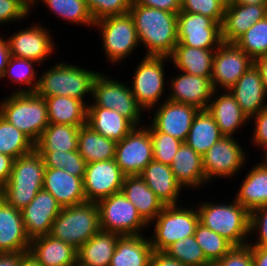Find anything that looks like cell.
<instances>
[{"instance_id":"3","label":"cell","mask_w":267,"mask_h":266,"mask_svg":"<svg viewBox=\"0 0 267 266\" xmlns=\"http://www.w3.org/2000/svg\"><path fill=\"white\" fill-rule=\"evenodd\" d=\"M8 97L0 104V115L35 144L49 124L45 98L35 92H13Z\"/></svg>"},{"instance_id":"29","label":"cell","mask_w":267,"mask_h":266,"mask_svg":"<svg viewBox=\"0 0 267 266\" xmlns=\"http://www.w3.org/2000/svg\"><path fill=\"white\" fill-rule=\"evenodd\" d=\"M86 124L97 133L116 143L136 127L117 111L103 107H88Z\"/></svg>"},{"instance_id":"49","label":"cell","mask_w":267,"mask_h":266,"mask_svg":"<svg viewBox=\"0 0 267 266\" xmlns=\"http://www.w3.org/2000/svg\"><path fill=\"white\" fill-rule=\"evenodd\" d=\"M30 8L31 0H0V23L21 20L28 15Z\"/></svg>"},{"instance_id":"19","label":"cell","mask_w":267,"mask_h":266,"mask_svg":"<svg viewBox=\"0 0 267 266\" xmlns=\"http://www.w3.org/2000/svg\"><path fill=\"white\" fill-rule=\"evenodd\" d=\"M10 56L20 57L42 63L53 51L49 31L39 25L28 27L13 34L8 39Z\"/></svg>"},{"instance_id":"16","label":"cell","mask_w":267,"mask_h":266,"mask_svg":"<svg viewBox=\"0 0 267 266\" xmlns=\"http://www.w3.org/2000/svg\"><path fill=\"white\" fill-rule=\"evenodd\" d=\"M246 154L233 137L223 136L202 156L206 180L213 177H232L245 164Z\"/></svg>"},{"instance_id":"15","label":"cell","mask_w":267,"mask_h":266,"mask_svg":"<svg viewBox=\"0 0 267 266\" xmlns=\"http://www.w3.org/2000/svg\"><path fill=\"white\" fill-rule=\"evenodd\" d=\"M124 178L115 159L87 163L83 177L86 201L98 202L120 192Z\"/></svg>"},{"instance_id":"18","label":"cell","mask_w":267,"mask_h":266,"mask_svg":"<svg viewBox=\"0 0 267 266\" xmlns=\"http://www.w3.org/2000/svg\"><path fill=\"white\" fill-rule=\"evenodd\" d=\"M61 209L57 200L48 191L41 189L36 197L21 210L29 239L50 234L53 221Z\"/></svg>"},{"instance_id":"51","label":"cell","mask_w":267,"mask_h":266,"mask_svg":"<svg viewBox=\"0 0 267 266\" xmlns=\"http://www.w3.org/2000/svg\"><path fill=\"white\" fill-rule=\"evenodd\" d=\"M250 233L258 229L259 236L255 244L250 246L267 247V206H261L250 212Z\"/></svg>"},{"instance_id":"9","label":"cell","mask_w":267,"mask_h":266,"mask_svg":"<svg viewBox=\"0 0 267 266\" xmlns=\"http://www.w3.org/2000/svg\"><path fill=\"white\" fill-rule=\"evenodd\" d=\"M94 26L100 27L105 55L112 63L124 60L140 43L129 12L102 18Z\"/></svg>"},{"instance_id":"27","label":"cell","mask_w":267,"mask_h":266,"mask_svg":"<svg viewBox=\"0 0 267 266\" xmlns=\"http://www.w3.org/2000/svg\"><path fill=\"white\" fill-rule=\"evenodd\" d=\"M121 191L147 224L153 223L165 206L139 175L125 176Z\"/></svg>"},{"instance_id":"54","label":"cell","mask_w":267,"mask_h":266,"mask_svg":"<svg viewBox=\"0 0 267 266\" xmlns=\"http://www.w3.org/2000/svg\"><path fill=\"white\" fill-rule=\"evenodd\" d=\"M150 266H186V265H184L177 259L170 257L164 251L153 250L150 259Z\"/></svg>"},{"instance_id":"13","label":"cell","mask_w":267,"mask_h":266,"mask_svg":"<svg viewBox=\"0 0 267 266\" xmlns=\"http://www.w3.org/2000/svg\"><path fill=\"white\" fill-rule=\"evenodd\" d=\"M166 59L169 57L145 56L135 70L131 90L142 109L154 108L165 91L163 62Z\"/></svg>"},{"instance_id":"6","label":"cell","mask_w":267,"mask_h":266,"mask_svg":"<svg viewBox=\"0 0 267 266\" xmlns=\"http://www.w3.org/2000/svg\"><path fill=\"white\" fill-rule=\"evenodd\" d=\"M201 205L197 209L201 224L224 237L233 246L248 244L243 240L250 233V212L239 202L235 200L232 204Z\"/></svg>"},{"instance_id":"31","label":"cell","mask_w":267,"mask_h":266,"mask_svg":"<svg viewBox=\"0 0 267 266\" xmlns=\"http://www.w3.org/2000/svg\"><path fill=\"white\" fill-rule=\"evenodd\" d=\"M120 237L117 233L100 230L78 249L77 263L81 266H110Z\"/></svg>"},{"instance_id":"22","label":"cell","mask_w":267,"mask_h":266,"mask_svg":"<svg viewBox=\"0 0 267 266\" xmlns=\"http://www.w3.org/2000/svg\"><path fill=\"white\" fill-rule=\"evenodd\" d=\"M172 94L167 100L189 104L199 110H207L214 88L211 77L190 75L182 72L171 81Z\"/></svg>"},{"instance_id":"24","label":"cell","mask_w":267,"mask_h":266,"mask_svg":"<svg viewBox=\"0 0 267 266\" xmlns=\"http://www.w3.org/2000/svg\"><path fill=\"white\" fill-rule=\"evenodd\" d=\"M265 16H267V5L227 4L221 24L222 41L234 43Z\"/></svg>"},{"instance_id":"59","label":"cell","mask_w":267,"mask_h":266,"mask_svg":"<svg viewBox=\"0 0 267 266\" xmlns=\"http://www.w3.org/2000/svg\"><path fill=\"white\" fill-rule=\"evenodd\" d=\"M254 63L261 72L262 80L267 93V55L257 58Z\"/></svg>"},{"instance_id":"10","label":"cell","mask_w":267,"mask_h":266,"mask_svg":"<svg viewBox=\"0 0 267 266\" xmlns=\"http://www.w3.org/2000/svg\"><path fill=\"white\" fill-rule=\"evenodd\" d=\"M92 96L96 100L88 107H103L117 111L136 127L140 123L141 107L137 104L131 88L117 80L99 73L93 83ZM138 123V124H137Z\"/></svg>"},{"instance_id":"46","label":"cell","mask_w":267,"mask_h":266,"mask_svg":"<svg viewBox=\"0 0 267 266\" xmlns=\"http://www.w3.org/2000/svg\"><path fill=\"white\" fill-rule=\"evenodd\" d=\"M153 160L171 166L174 155L183 141L163 132H150Z\"/></svg>"},{"instance_id":"23","label":"cell","mask_w":267,"mask_h":266,"mask_svg":"<svg viewBox=\"0 0 267 266\" xmlns=\"http://www.w3.org/2000/svg\"><path fill=\"white\" fill-rule=\"evenodd\" d=\"M43 189L48 191L61 207L86 202L83 177L71 175L61 168L45 167Z\"/></svg>"},{"instance_id":"17","label":"cell","mask_w":267,"mask_h":266,"mask_svg":"<svg viewBox=\"0 0 267 266\" xmlns=\"http://www.w3.org/2000/svg\"><path fill=\"white\" fill-rule=\"evenodd\" d=\"M163 102L154 114L149 132H163L185 142L199 109L170 100Z\"/></svg>"},{"instance_id":"47","label":"cell","mask_w":267,"mask_h":266,"mask_svg":"<svg viewBox=\"0 0 267 266\" xmlns=\"http://www.w3.org/2000/svg\"><path fill=\"white\" fill-rule=\"evenodd\" d=\"M94 19L122 15L129 12L133 0H85Z\"/></svg>"},{"instance_id":"56","label":"cell","mask_w":267,"mask_h":266,"mask_svg":"<svg viewBox=\"0 0 267 266\" xmlns=\"http://www.w3.org/2000/svg\"><path fill=\"white\" fill-rule=\"evenodd\" d=\"M254 266H267V247L250 246Z\"/></svg>"},{"instance_id":"36","label":"cell","mask_w":267,"mask_h":266,"mask_svg":"<svg viewBox=\"0 0 267 266\" xmlns=\"http://www.w3.org/2000/svg\"><path fill=\"white\" fill-rule=\"evenodd\" d=\"M80 127L65 124H48L34 144L37 152H70L78 150Z\"/></svg>"},{"instance_id":"50","label":"cell","mask_w":267,"mask_h":266,"mask_svg":"<svg viewBox=\"0 0 267 266\" xmlns=\"http://www.w3.org/2000/svg\"><path fill=\"white\" fill-rule=\"evenodd\" d=\"M212 266H254L250 245L233 246L222 259Z\"/></svg>"},{"instance_id":"12","label":"cell","mask_w":267,"mask_h":266,"mask_svg":"<svg viewBox=\"0 0 267 266\" xmlns=\"http://www.w3.org/2000/svg\"><path fill=\"white\" fill-rule=\"evenodd\" d=\"M114 159L125 176L140 175L153 160L149 128L135 127L126 137L117 142Z\"/></svg>"},{"instance_id":"37","label":"cell","mask_w":267,"mask_h":266,"mask_svg":"<svg viewBox=\"0 0 267 266\" xmlns=\"http://www.w3.org/2000/svg\"><path fill=\"white\" fill-rule=\"evenodd\" d=\"M115 148V141L97 133L87 124L80 126L78 133V152L86 163L114 159Z\"/></svg>"},{"instance_id":"44","label":"cell","mask_w":267,"mask_h":266,"mask_svg":"<svg viewBox=\"0 0 267 266\" xmlns=\"http://www.w3.org/2000/svg\"><path fill=\"white\" fill-rule=\"evenodd\" d=\"M34 63L36 64L37 62L25 58L10 56L5 72L2 74L0 79L8 75L12 82L20 83L22 85H30V87L28 86V89L26 90H16V93H34L39 82V80H34L36 77L33 67Z\"/></svg>"},{"instance_id":"30","label":"cell","mask_w":267,"mask_h":266,"mask_svg":"<svg viewBox=\"0 0 267 266\" xmlns=\"http://www.w3.org/2000/svg\"><path fill=\"white\" fill-rule=\"evenodd\" d=\"M173 175L182 187H199L202 183H207L203 170L202 156L185 142L181 144L174 155L170 166Z\"/></svg>"},{"instance_id":"20","label":"cell","mask_w":267,"mask_h":266,"mask_svg":"<svg viewBox=\"0 0 267 266\" xmlns=\"http://www.w3.org/2000/svg\"><path fill=\"white\" fill-rule=\"evenodd\" d=\"M229 92L249 119L267 107V104H263L267 93L261 72L255 63L229 89Z\"/></svg>"},{"instance_id":"57","label":"cell","mask_w":267,"mask_h":266,"mask_svg":"<svg viewBox=\"0 0 267 266\" xmlns=\"http://www.w3.org/2000/svg\"><path fill=\"white\" fill-rule=\"evenodd\" d=\"M25 253L27 252L0 253V266H19Z\"/></svg>"},{"instance_id":"43","label":"cell","mask_w":267,"mask_h":266,"mask_svg":"<svg viewBox=\"0 0 267 266\" xmlns=\"http://www.w3.org/2000/svg\"><path fill=\"white\" fill-rule=\"evenodd\" d=\"M164 252L186 266H212L194 235L174 242Z\"/></svg>"},{"instance_id":"55","label":"cell","mask_w":267,"mask_h":266,"mask_svg":"<svg viewBox=\"0 0 267 266\" xmlns=\"http://www.w3.org/2000/svg\"><path fill=\"white\" fill-rule=\"evenodd\" d=\"M14 160V158L0 153V189L9 181Z\"/></svg>"},{"instance_id":"38","label":"cell","mask_w":267,"mask_h":266,"mask_svg":"<svg viewBox=\"0 0 267 266\" xmlns=\"http://www.w3.org/2000/svg\"><path fill=\"white\" fill-rule=\"evenodd\" d=\"M223 135L207 110L195 115L185 143L203 156Z\"/></svg>"},{"instance_id":"11","label":"cell","mask_w":267,"mask_h":266,"mask_svg":"<svg viewBox=\"0 0 267 266\" xmlns=\"http://www.w3.org/2000/svg\"><path fill=\"white\" fill-rule=\"evenodd\" d=\"M178 44L217 49L222 41L221 24L202 14L180 11L177 15Z\"/></svg>"},{"instance_id":"8","label":"cell","mask_w":267,"mask_h":266,"mask_svg":"<svg viewBox=\"0 0 267 266\" xmlns=\"http://www.w3.org/2000/svg\"><path fill=\"white\" fill-rule=\"evenodd\" d=\"M96 203L101 231L117 233L120 236H132L141 235L140 229L147 226L135 205L126 198L122 191Z\"/></svg>"},{"instance_id":"28","label":"cell","mask_w":267,"mask_h":266,"mask_svg":"<svg viewBox=\"0 0 267 266\" xmlns=\"http://www.w3.org/2000/svg\"><path fill=\"white\" fill-rule=\"evenodd\" d=\"M217 91L214 90L211 100L208 104L207 111L213 116L219 130L223 136L232 137L235 130L243 125L249 118L242 112L241 107L236 102L234 96L226 90L225 94L216 97Z\"/></svg>"},{"instance_id":"35","label":"cell","mask_w":267,"mask_h":266,"mask_svg":"<svg viewBox=\"0 0 267 266\" xmlns=\"http://www.w3.org/2000/svg\"><path fill=\"white\" fill-rule=\"evenodd\" d=\"M215 50L175 46L169 58L173 60V64L181 72L190 75L211 77Z\"/></svg>"},{"instance_id":"2","label":"cell","mask_w":267,"mask_h":266,"mask_svg":"<svg viewBox=\"0 0 267 266\" xmlns=\"http://www.w3.org/2000/svg\"><path fill=\"white\" fill-rule=\"evenodd\" d=\"M45 165L34 149L14 160L9 181L0 189V196L18 210L24 209L43 189Z\"/></svg>"},{"instance_id":"7","label":"cell","mask_w":267,"mask_h":266,"mask_svg":"<svg viewBox=\"0 0 267 266\" xmlns=\"http://www.w3.org/2000/svg\"><path fill=\"white\" fill-rule=\"evenodd\" d=\"M156 218L154 236L150 238L155 251H165L174 242L194 235L200 222L198 210L176 205H165Z\"/></svg>"},{"instance_id":"61","label":"cell","mask_w":267,"mask_h":266,"mask_svg":"<svg viewBox=\"0 0 267 266\" xmlns=\"http://www.w3.org/2000/svg\"><path fill=\"white\" fill-rule=\"evenodd\" d=\"M230 4H257L267 5V0H233Z\"/></svg>"},{"instance_id":"53","label":"cell","mask_w":267,"mask_h":266,"mask_svg":"<svg viewBox=\"0 0 267 266\" xmlns=\"http://www.w3.org/2000/svg\"><path fill=\"white\" fill-rule=\"evenodd\" d=\"M132 3L177 14L181 11V0H133Z\"/></svg>"},{"instance_id":"45","label":"cell","mask_w":267,"mask_h":266,"mask_svg":"<svg viewBox=\"0 0 267 266\" xmlns=\"http://www.w3.org/2000/svg\"><path fill=\"white\" fill-rule=\"evenodd\" d=\"M44 161L45 167L61 168L71 175L84 177L86 161L78 150L70 152H38Z\"/></svg>"},{"instance_id":"32","label":"cell","mask_w":267,"mask_h":266,"mask_svg":"<svg viewBox=\"0 0 267 266\" xmlns=\"http://www.w3.org/2000/svg\"><path fill=\"white\" fill-rule=\"evenodd\" d=\"M152 252L150 239H145L142 234L121 236L110 266H150Z\"/></svg>"},{"instance_id":"21","label":"cell","mask_w":267,"mask_h":266,"mask_svg":"<svg viewBox=\"0 0 267 266\" xmlns=\"http://www.w3.org/2000/svg\"><path fill=\"white\" fill-rule=\"evenodd\" d=\"M30 242L22 212L0 196V253L28 252Z\"/></svg>"},{"instance_id":"62","label":"cell","mask_w":267,"mask_h":266,"mask_svg":"<svg viewBox=\"0 0 267 266\" xmlns=\"http://www.w3.org/2000/svg\"><path fill=\"white\" fill-rule=\"evenodd\" d=\"M226 5L233 2V0H222Z\"/></svg>"},{"instance_id":"39","label":"cell","mask_w":267,"mask_h":266,"mask_svg":"<svg viewBox=\"0 0 267 266\" xmlns=\"http://www.w3.org/2000/svg\"><path fill=\"white\" fill-rule=\"evenodd\" d=\"M34 150V143L0 115V153L14 159Z\"/></svg>"},{"instance_id":"33","label":"cell","mask_w":267,"mask_h":266,"mask_svg":"<svg viewBox=\"0 0 267 266\" xmlns=\"http://www.w3.org/2000/svg\"><path fill=\"white\" fill-rule=\"evenodd\" d=\"M249 212L267 206V161L255 165L246 175L234 198Z\"/></svg>"},{"instance_id":"40","label":"cell","mask_w":267,"mask_h":266,"mask_svg":"<svg viewBox=\"0 0 267 266\" xmlns=\"http://www.w3.org/2000/svg\"><path fill=\"white\" fill-rule=\"evenodd\" d=\"M35 1L31 0L33 6ZM50 10L63 19L72 23L94 25L95 21L87 7L85 0H41Z\"/></svg>"},{"instance_id":"14","label":"cell","mask_w":267,"mask_h":266,"mask_svg":"<svg viewBox=\"0 0 267 266\" xmlns=\"http://www.w3.org/2000/svg\"><path fill=\"white\" fill-rule=\"evenodd\" d=\"M253 64L235 43L222 42L213 56L211 82L214 90L221 86L229 90Z\"/></svg>"},{"instance_id":"52","label":"cell","mask_w":267,"mask_h":266,"mask_svg":"<svg viewBox=\"0 0 267 266\" xmlns=\"http://www.w3.org/2000/svg\"><path fill=\"white\" fill-rule=\"evenodd\" d=\"M255 130L253 132V141L258 146L264 148L267 154V107L263 108L257 115H254Z\"/></svg>"},{"instance_id":"5","label":"cell","mask_w":267,"mask_h":266,"mask_svg":"<svg viewBox=\"0 0 267 266\" xmlns=\"http://www.w3.org/2000/svg\"><path fill=\"white\" fill-rule=\"evenodd\" d=\"M99 73L58 63L38 79L35 93L41 97L66 96L83 101L85 94L92 95L93 83Z\"/></svg>"},{"instance_id":"58","label":"cell","mask_w":267,"mask_h":266,"mask_svg":"<svg viewBox=\"0 0 267 266\" xmlns=\"http://www.w3.org/2000/svg\"><path fill=\"white\" fill-rule=\"evenodd\" d=\"M10 58V48L7 39L0 38V77L5 72Z\"/></svg>"},{"instance_id":"60","label":"cell","mask_w":267,"mask_h":266,"mask_svg":"<svg viewBox=\"0 0 267 266\" xmlns=\"http://www.w3.org/2000/svg\"><path fill=\"white\" fill-rule=\"evenodd\" d=\"M19 266H41V264L27 252L21 257Z\"/></svg>"},{"instance_id":"41","label":"cell","mask_w":267,"mask_h":266,"mask_svg":"<svg viewBox=\"0 0 267 266\" xmlns=\"http://www.w3.org/2000/svg\"><path fill=\"white\" fill-rule=\"evenodd\" d=\"M234 43L253 61L267 55V16L252 25Z\"/></svg>"},{"instance_id":"25","label":"cell","mask_w":267,"mask_h":266,"mask_svg":"<svg viewBox=\"0 0 267 266\" xmlns=\"http://www.w3.org/2000/svg\"><path fill=\"white\" fill-rule=\"evenodd\" d=\"M28 252L41 266H73L78 250L48 234L32 239Z\"/></svg>"},{"instance_id":"42","label":"cell","mask_w":267,"mask_h":266,"mask_svg":"<svg viewBox=\"0 0 267 266\" xmlns=\"http://www.w3.org/2000/svg\"><path fill=\"white\" fill-rule=\"evenodd\" d=\"M194 237L202 248L206 259L213 264L223 258V256L233 247V245L199 222L196 227Z\"/></svg>"},{"instance_id":"4","label":"cell","mask_w":267,"mask_h":266,"mask_svg":"<svg viewBox=\"0 0 267 266\" xmlns=\"http://www.w3.org/2000/svg\"><path fill=\"white\" fill-rule=\"evenodd\" d=\"M100 231L99 212L96 202L62 207L52 224L50 235L77 250Z\"/></svg>"},{"instance_id":"48","label":"cell","mask_w":267,"mask_h":266,"mask_svg":"<svg viewBox=\"0 0 267 266\" xmlns=\"http://www.w3.org/2000/svg\"><path fill=\"white\" fill-rule=\"evenodd\" d=\"M226 4L222 0H181V11L202 14L222 24Z\"/></svg>"},{"instance_id":"34","label":"cell","mask_w":267,"mask_h":266,"mask_svg":"<svg viewBox=\"0 0 267 266\" xmlns=\"http://www.w3.org/2000/svg\"><path fill=\"white\" fill-rule=\"evenodd\" d=\"M47 103L49 124L83 126L87 123L88 105L66 96L43 97Z\"/></svg>"},{"instance_id":"26","label":"cell","mask_w":267,"mask_h":266,"mask_svg":"<svg viewBox=\"0 0 267 266\" xmlns=\"http://www.w3.org/2000/svg\"><path fill=\"white\" fill-rule=\"evenodd\" d=\"M164 205H177L182 186L169 165L152 160L139 175Z\"/></svg>"},{"instance_id":"1","label":"cell","mask_w":267,"mask_h":266,"mask_svg":"<svg viewBox=\"0 0 267 266\" xmlns=\"http://www.w3.org/2000/svg\"><path fill=\"white\" fill-rule=\"evenodd\" d=\"M129 14L139 42L147 48L146 56L169 57L178 44L177 13L132 3Z\"/></svg>"}]
</instances>
